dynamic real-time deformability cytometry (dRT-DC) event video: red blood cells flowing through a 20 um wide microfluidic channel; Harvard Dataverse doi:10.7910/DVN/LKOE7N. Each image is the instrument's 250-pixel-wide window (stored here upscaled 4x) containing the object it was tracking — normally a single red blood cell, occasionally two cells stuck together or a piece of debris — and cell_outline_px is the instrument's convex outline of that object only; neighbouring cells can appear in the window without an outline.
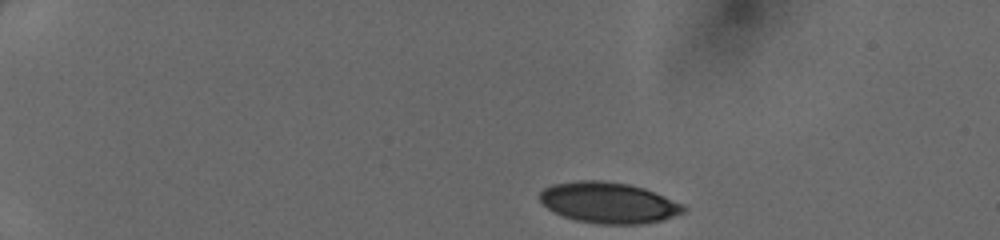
{"species": "human", "species_latin": "Homo sapiens", "temperature_condition": "cold", "stored_images_in_passage": 37, "camera_frame_rate_fps": 3000, "um_per_image_px": 0.085, "donor": {"sex": "female"}, "frame": {"image": 1, "passage_image": 1, "time_ms": 0.0, "image_size_px": [1000, 240], "cell_outline_px": [[688, 208], [684, 212], [660, 220], [640, 224], [600, 224], [576, 220], [564, 216], [548, 208], [540, 200], [540, 192], [544, 188], [552, 184], [580, 180], [600, 180], [628, 184], [644, 188], [684, 204]], "centroid_in_image_um": [51.74, 17.22], "position_along_channel_um": 33.3, "area_um2": 34.04}}
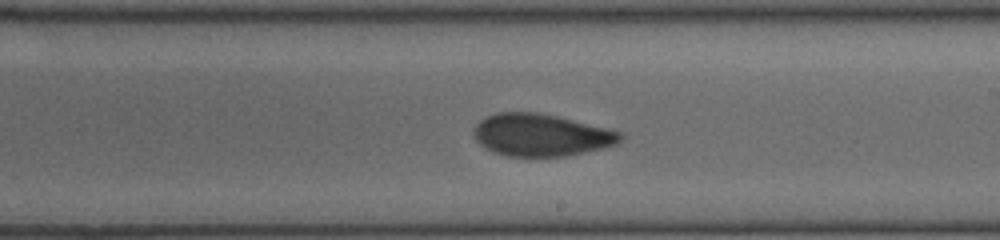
{"frame": {"image": 2, "passage_image": 22, "time_ms": 7.0, "image_size_px": [1000, 240], "cell_outline_px": [[624, 136], [616, 144], [604, 148], [564, 156], [508, 156], [492, 152], [484, 148], [472, 136], [472, 128], [480, 120], [496, 112], [540, 112], [608, 128], [620, 132]], "centroid_in_image_um": [45.95, 11.47], "position_along_channel_um": 243.1, "area_um2": 36.3}}
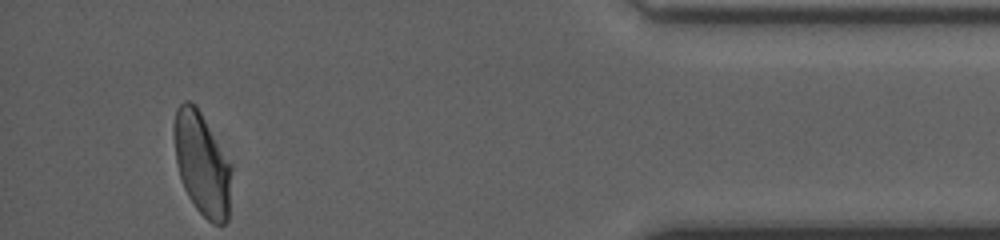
{"frame": {"image": 3, "passage_image": 37, "time_ms": 12.0, "image_size_px": [1000, 240], "cell_outline_px": [[232, 168], [228, 220], [224, 224], [212, 224], [196, 208], [188, 196], [184, 188], [176, 164], [172, 136], [172, 128], [176, 108], [184, 100], [192, 100], [196, 104]], "centroid_in_image_um": [17.13, 13.9], "position_along_channel_um": 418.1, "area_um2": 34.62}}